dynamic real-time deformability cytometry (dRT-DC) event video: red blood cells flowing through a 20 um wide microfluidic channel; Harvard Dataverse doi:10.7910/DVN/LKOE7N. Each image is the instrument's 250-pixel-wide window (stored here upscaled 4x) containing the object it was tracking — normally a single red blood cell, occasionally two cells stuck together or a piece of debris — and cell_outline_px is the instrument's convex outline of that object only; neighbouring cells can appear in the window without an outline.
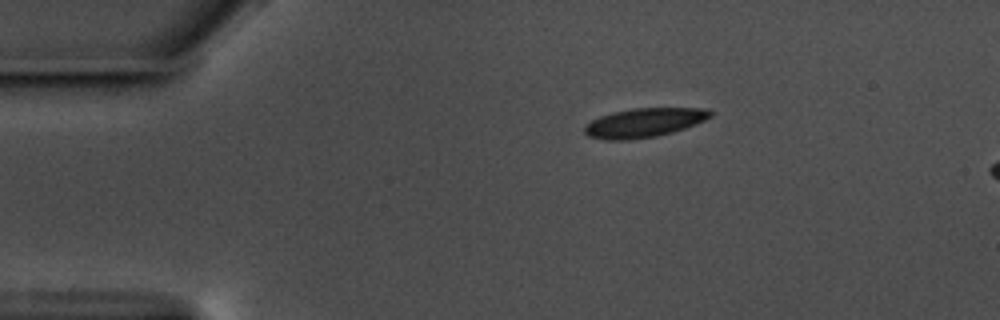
{"species": "common noctule bat (a hibernating species)", "species_latin": "Nyctalus noctula", "temperature_condition": "warm", "stored_images_in_passage": 7, "camera_frame_rate_fps": 3000, "um_per_image_px": 0.085, "animal": {"sex": "male", "body_mass_g": 17.5, "forearm_length_mm": 52.3}, "frame": {"image": 1, "passage_image": 1, "time_ms": 0.0, "image_size_px": [1000, 320], "cell_outline_px": [[712, 116], [696, 124], [672, 132], [656, 136], [628, 140], [608, 140], [588, 136], [584, 132], [584, 128], [592, 120], [600, 116], [612, 112], [632, 108], [708, 108], [712, 112]], "centroid_in_image_um": [54.76, 10.42], "position_along_channel_um": 30.2, "area_um2": 21.27}}